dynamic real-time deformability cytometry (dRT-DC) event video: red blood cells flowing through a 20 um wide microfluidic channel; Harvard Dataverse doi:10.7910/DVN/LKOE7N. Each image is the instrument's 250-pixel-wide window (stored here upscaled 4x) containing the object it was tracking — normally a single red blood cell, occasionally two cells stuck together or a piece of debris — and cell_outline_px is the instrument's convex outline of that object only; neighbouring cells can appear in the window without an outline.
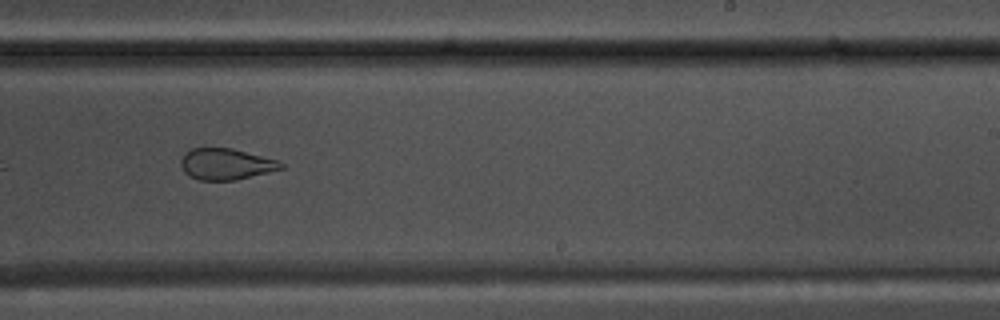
{"species": "common noctule bat (a hibernating species)", "species_latin": "Nyctalus noctula", "temperature_condition": "warm", "stored_images_in_passage": 49, "camera_frame_rate_fps": 3000, "um_per_image_px": 0.085, "animal": {"sex": "male", "body_mass_g": 17.5, "forearm_length_mm": 52.3}, "frame": {"image": 1, "passage_image": 28, "time_ms": 9.0, "image_size_px": [1000, 320], "cell_outline_px": [[284, 168], [236, 180], [200, 180], [188, 176], [184, 172], [180, 164], [180, 160], [184, 152], [192, 148], [232, 148], [280, 160], [284, 164]], "centroid_in_image_um": [19.2, 13.94], "position_along_channel_um": 269.8, "area_um2": 18.44}}
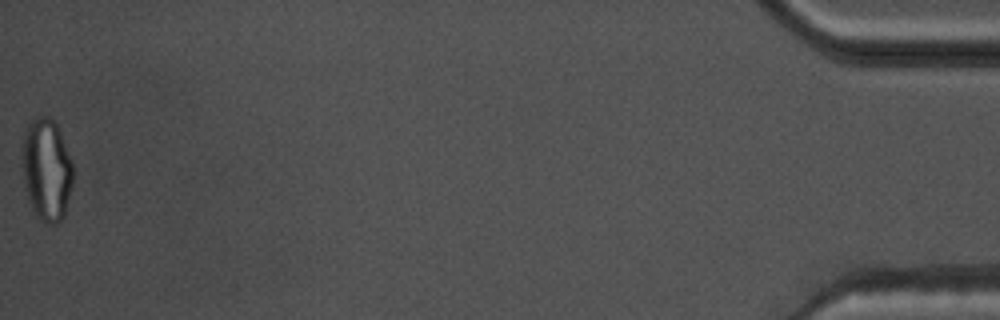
{"frame": {"image": 2, "passage_image": 49, "time_ms": 16.0, "image_size_px": [1000, 320], "cell_outline_px": [[72, 184], [64, 216], [56, 224], [48, 224], [40, 220], [36, 216], [28, 200], [24, 184], [20, 164], [20, 156], [24, 132], [28, 124], [36, 116], [48, 116], [56, 120], [72, 160]], "centroid_in_image_um": [3.93, 14.38], "position_along_channel_um": 431.3, "area_um2": 31.1}, "authors_computed_cell_mechanics": {"area_um2": 23.2934, "velocity_mm_per_s": 3.7089, "shape_relaxation_time_tau1_ms": null, "shape_relaxation_time_tau2_ms": 1.6958, "deformation_change_tau1": null, "deformation_change_tau2": 0.091}}